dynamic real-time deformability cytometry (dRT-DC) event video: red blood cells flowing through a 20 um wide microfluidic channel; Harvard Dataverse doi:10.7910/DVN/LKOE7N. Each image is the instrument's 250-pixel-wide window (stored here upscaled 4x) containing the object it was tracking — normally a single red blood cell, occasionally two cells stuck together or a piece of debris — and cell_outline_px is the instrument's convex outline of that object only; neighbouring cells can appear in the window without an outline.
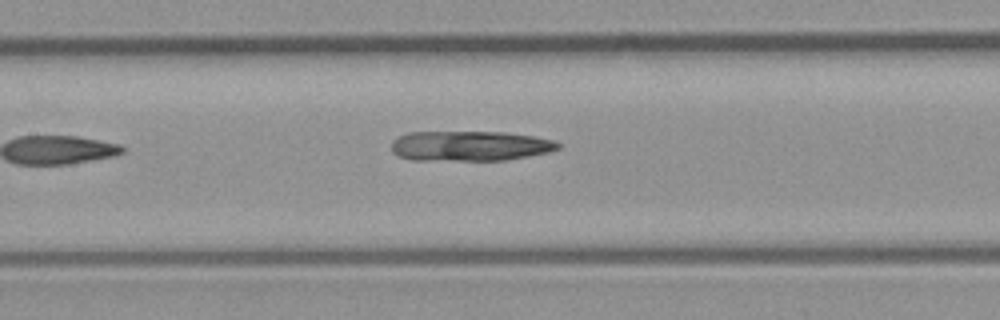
{"species": "common noctule bat (a hibernating species)", "species_latin": "Nyctalus noctula", "temperature_condition": "room temperature", "stored_images_in_passage": 7, "camera_frame_rate_fps": 3000, "um_per_image_px": 0.085, "animal": {"sex": "male", "body_mass_g": 23.1, "forearm_length_mm": 52.7}, "frame": {"image": 1, "passage_image": 6, "time_ms": 5.667, "image_size_px": [1000, 320], "cell_outline_px": [[560, 148], [548, 152], [504, 160], [412, 160], [400, 156], [392, 152], [392, 140], [408, 132], [504, 132], [532, 136], [552, 140], [560, 144]], "centroid_in_image_um": [39.91, 12.4], "position_along_channel_um": 167.5, "area_um2": 29.02}}